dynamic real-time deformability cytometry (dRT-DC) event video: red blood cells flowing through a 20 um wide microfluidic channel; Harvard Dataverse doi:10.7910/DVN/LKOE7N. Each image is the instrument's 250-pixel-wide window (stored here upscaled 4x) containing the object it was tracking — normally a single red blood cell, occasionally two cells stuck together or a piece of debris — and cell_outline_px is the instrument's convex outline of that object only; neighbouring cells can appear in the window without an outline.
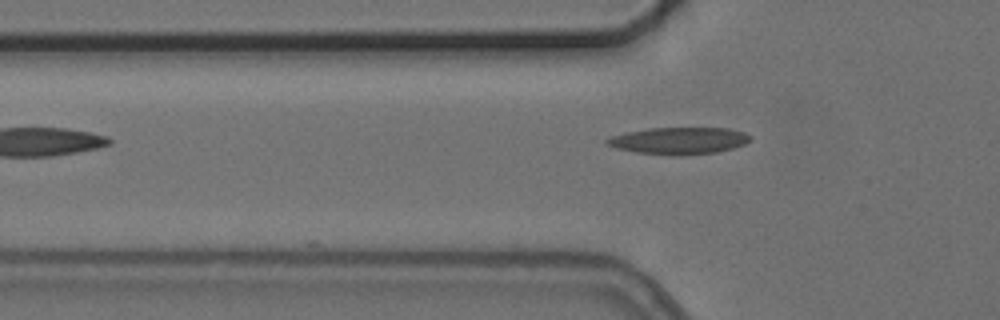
{"species": "common noctule bat (a hibernating species)", "species_latin": "Nyctalus noctula", "temperature_condition": "cold", "stored_images_in_passage": 8, "camera_frame_rate_fps": 3000, "um_per_image_px": 0.085, "animal": {"sex": "female", "body_mass_g": 24.6, "forearm_length_mm": 56.2}, "frame": {"image": 1, "passage_image": 8, "time_ms": 8.0, "image_size_px": [1000, 320], "cell_outline_px": [[752, 140], [744, 144], [732, 148], [716, 152], [680, 156], [672, 156], [636, 152], [616, 148], [604, 144], [604, 140], [612, 136], [628, 132], [648, 128], [728, 128], [744, 132], [752, 136]], "centroid_in_image_um": [57.71, 11.96], "position_along_channel_um": 68.1, "area_um2": 22.66}}